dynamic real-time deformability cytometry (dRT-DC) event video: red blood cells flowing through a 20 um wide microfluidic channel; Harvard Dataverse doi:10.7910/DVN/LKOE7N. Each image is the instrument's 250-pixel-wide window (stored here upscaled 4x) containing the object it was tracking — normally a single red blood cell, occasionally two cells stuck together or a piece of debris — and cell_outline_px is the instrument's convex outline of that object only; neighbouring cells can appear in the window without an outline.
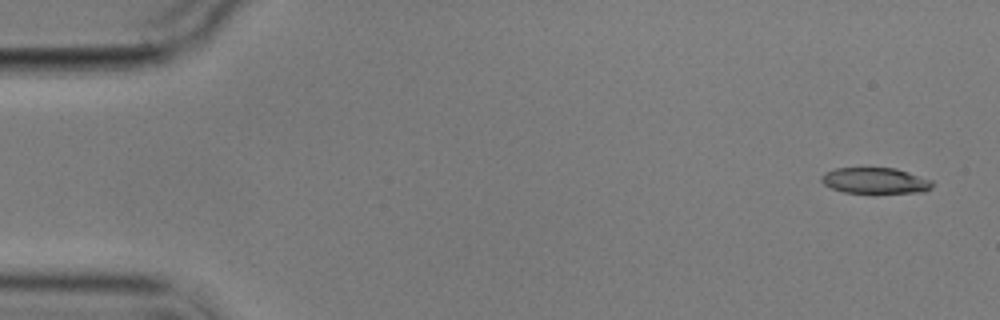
{"species": "common noctule bat (a hibernating species)", "species_latin": "Nyctalus noctula", "temperature_condition": "cold", "stored_images_in_passage": 5, "camera_frame_rate_fps": 3000, "um_per_image_px": 0.085, "animal": {"sex": "male", "body_mass_g": 17.9}, "frame": {"image": 1, "passage_image": 1, "time_ms": 0.0, "image_size_px": [1000, 320], "cell_outline_px": [[932, 188], [924, 192], [844, 192], [832, 188], [824, 184], [820, 180], [820, 176], [824, 172], [836, 168], [896, 168], [932, 180]], "centroid_in_image_um": [74.37, 15.34], "position_along_channel_um": 10.6, "area_um2": 16.59}}
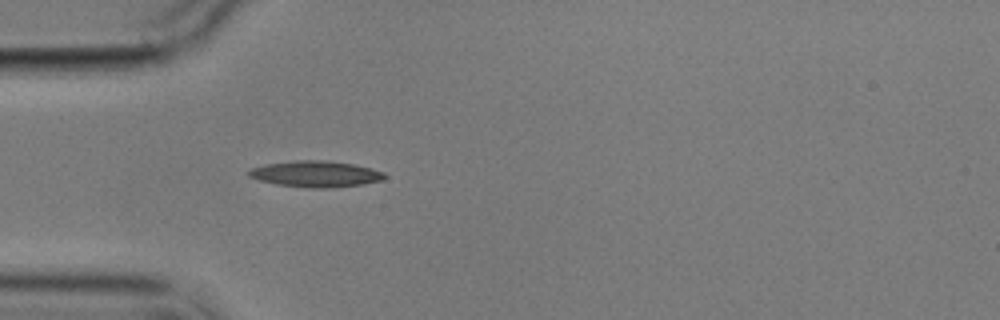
{"frame": {"image": 2, "passage_image": 5, "time_ms": 4.667, "image_size_px": [1000, 320], "cell_outline_px": [[388, 176], [384, 180], [364, 184], [332, 188], [308, 188], [276, 184], [260, 180], [248, 176], [248, 172], [252, 168], [268, 164], [296, 160], [324, 160], [352, 164], [372, 168], [384, 172]], "centroid_in_image_um": [26.9, 14.8], "position_along_channel_um": 58.1, "area_um2": 20.75}}